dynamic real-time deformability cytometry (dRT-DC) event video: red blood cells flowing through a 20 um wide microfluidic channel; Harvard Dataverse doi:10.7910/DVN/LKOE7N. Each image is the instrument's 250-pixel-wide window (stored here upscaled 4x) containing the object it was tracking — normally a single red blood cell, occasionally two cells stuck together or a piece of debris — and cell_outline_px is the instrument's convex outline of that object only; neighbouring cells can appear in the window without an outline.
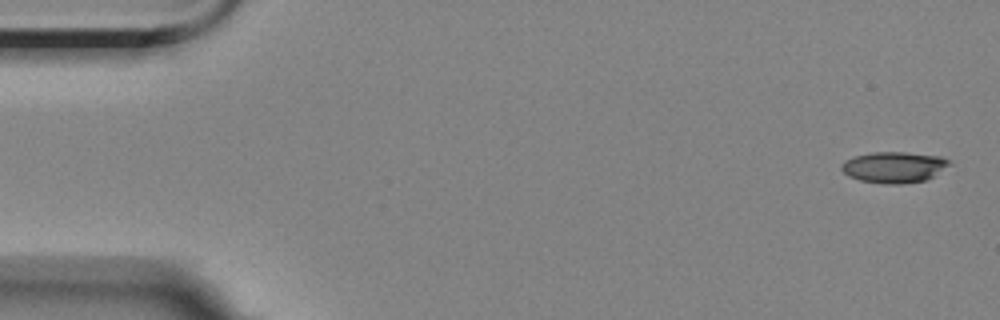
{"species": "Egyptian fruit bat (a non-hibernating species)", "species_latin": "Rousettus aegyptiacus", "temperature_condition": "room temperature", "stored_images_in_passage": 6, "segment_of_instrument_passage": [1, 2], "camera_frame_rate_fps": 3000, "um_per_image_px": 0.085, "animal": {"sex": "female"}, "frame": {"image": 1, "passage_image": 1, "time_ms": 0.0, "image_size_px": [1000, 320], "cell_outline_px": [[952, 164], [932, 176], [924, 180], [900, 184], [884, 184], [860, 180], [848, 176], [840, 168], [840, 164], [844, 160], [852, 156], [872, 152], [904, 152], [940, 156], [948, 160]], "centroid_in_image_um": [75.94, 14.2], "position_along_channel_um": 9.1, "area_um2": 19.54}}
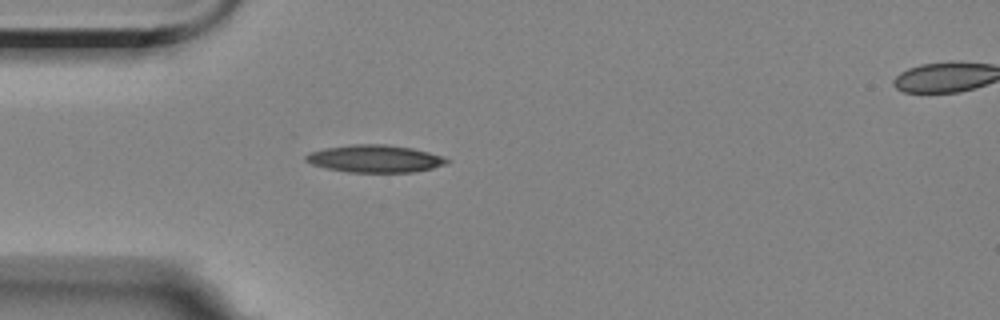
{"frame": {"image": 2, "passage_image": 5, "time_ms": 4.667, "image_size_px": [1000, 320], "cell_outline_px": [[452, 160], [448, 164], [432, 168], [412, 172], [348, 172], [328, 168], [312, 164], [304, 160], [304, 156], [312, 152], [328, 148], [352, 144], [384, 144], [412, 148], [444, 156]], "centroid_in_image_um": [31.93, 13.49], "position_along_channel_um": 53.1, "area_um2": 22.43}}